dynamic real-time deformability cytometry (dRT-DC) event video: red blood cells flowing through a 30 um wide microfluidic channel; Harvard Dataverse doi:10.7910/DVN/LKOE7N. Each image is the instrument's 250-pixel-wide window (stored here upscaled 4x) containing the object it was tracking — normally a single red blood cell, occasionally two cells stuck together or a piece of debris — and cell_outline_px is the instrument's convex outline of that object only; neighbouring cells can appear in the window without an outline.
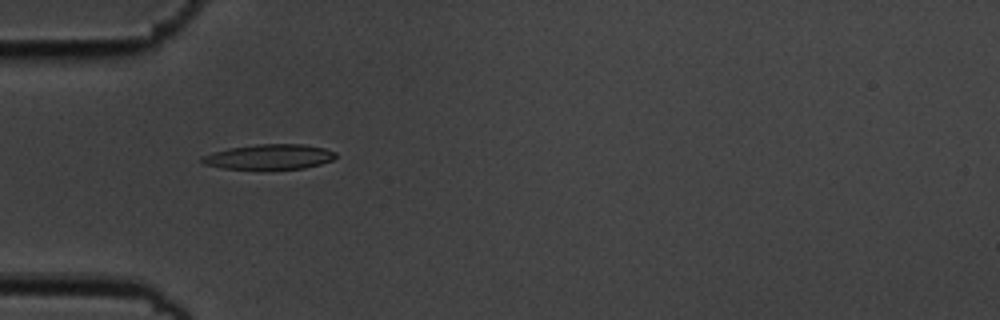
{"species": "common noctule bat (a hibernating species)", "species_latin": "Nyctalus noctula", "temperature_condition": "cold", "stored_images_in_passage": 3, "camera_frame_rate_fps": 3000, "um_per_image_px": 0.085, "animal": {"sex": "male", "body_mass_g": 19.5, "forearm_length_mm": 54.6}, "frame": {"image": 1, "passage_image": 1, "time_ms": 0.0, "image_size_px": [1000, 320], "cell_outline_px": [[336, 156], [332, 160], [320, 164], [304, 168], [224, 168], [204, 164], [200, 160], [200, 156], [212, 152], [228, 148], [256, 144], [304, 144], [324, 148], [336, 152]], "centroid_in_image_um": [22.87, 13.31], "position_along_channel_um": 62.1, "area_um2": 19.31}}
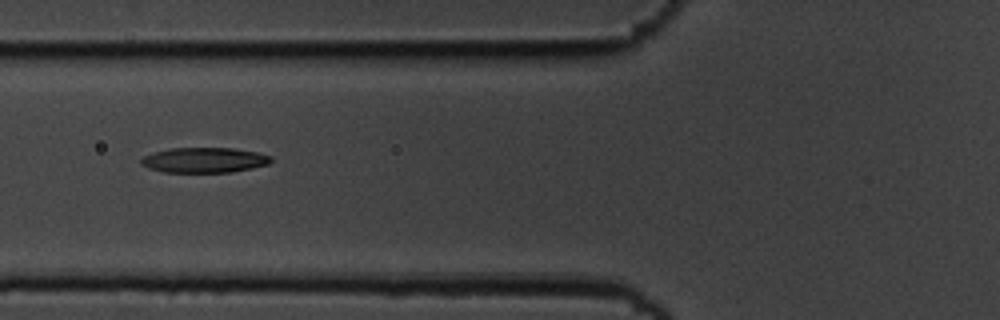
{"frame": {"image": 2, "passage_image": 2, "time_ms": 0.333, "image_size_px": [1000, 320], "cell_outline_px": [[272, 160], [268, 164], [252, 168], [232, 172], [164, 172], [148, 168], [140, 164], [140, 160], [144, 156], [168, 148], [232, 148], [256, 152], [272, 156]], "centroid_in_image_um": [17.36, 13.61], "position_along_channel_um": 108.4, "area_um2": 19.02}}
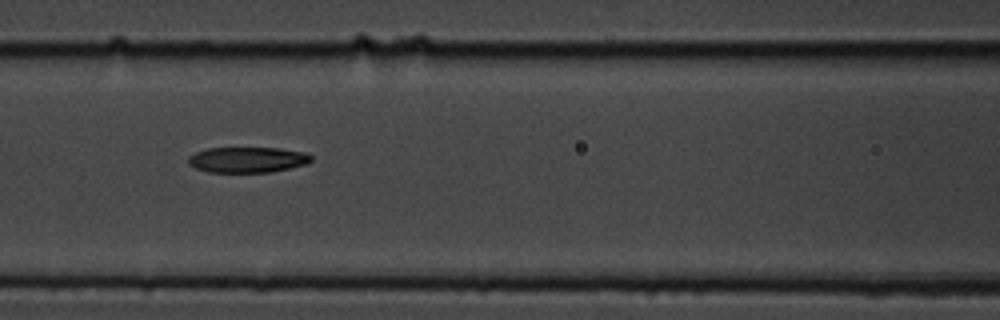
{"frame": {"image": 3, "passage_image": 3, "time_ms": 0.667, "image_size_px": [1000, 320], "cell_outline_px": [[312, 160], [308, 164], [272, 172], [208, 172], [196, 168], [188, 164], [188, 156], [196, 152], [208, 148], [280, 148], [304, 152], [312, 156]], "centroid_in_image_um": [21.05, 13.58], "position_along_channel_um": 145.6, "area_um2": 18.44}}